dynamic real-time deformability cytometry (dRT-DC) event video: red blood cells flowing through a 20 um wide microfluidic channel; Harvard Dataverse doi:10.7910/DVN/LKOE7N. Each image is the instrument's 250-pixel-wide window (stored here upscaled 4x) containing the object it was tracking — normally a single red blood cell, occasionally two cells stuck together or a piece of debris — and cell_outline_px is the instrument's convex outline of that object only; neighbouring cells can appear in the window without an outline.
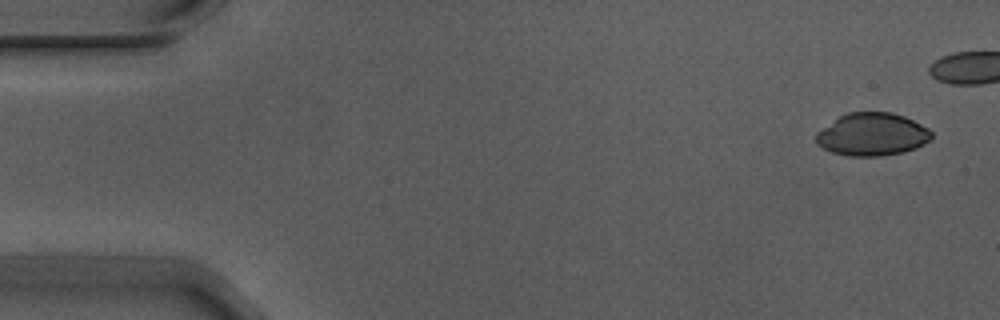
{"species": "Egyptian fruit bat (a non-hibernating species)", "species_latin": "Rousettus aegyptiacus", "temperature_condition": "warm", "stored_images_in_passage": 8, "camera_frame_rate_fps": 3000, "um_per_image_px": 0.085, "animal": {"sex": "male"}, "frame": {"image": 1, "passage_image": 1, "time_ms": 0.0, "image_size_px": [1000, 320], "cell_outline_px": [[932, 140], [916, 148], [904, 152], [880, 156], [848, 156], [832, 152], [816, 144], [816, 132], [840, 116], [848, 112], [892, 112], [904, 116], [928, 128], [932, 132]], "centroid_in_image_um": [74.15, 11.43], "position_along_channel_um": 10.8, "area_um2": 28.84}}
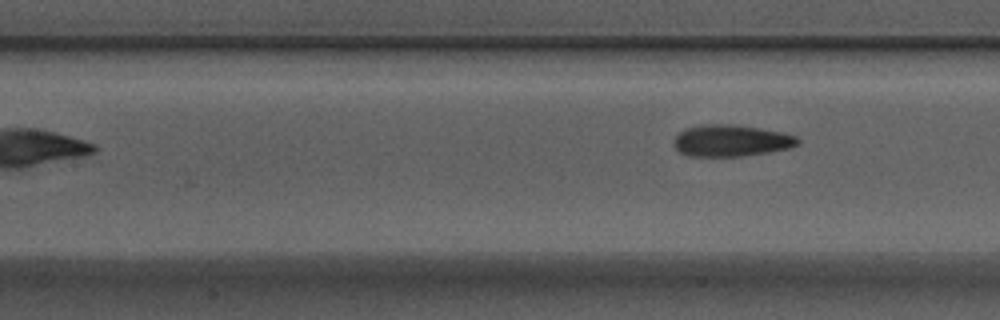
{"frame": {"image": 2, "passage_image": 8, "time_ms": 2.333, "image_size_px": [1000, 320], "cell_outline_px": [[800, 144], [788, 148], [768, 152], [740, 156], [688, 156], [680, 152], [672, 144], [676, 136], [684, 128], [700, 124], [732, 124], [760, 128], [784, 132], [796, 136], [800, 140]], "centroid_in_image_um": [62.14, 11.94], "position_along_channel_um": 145.3, "area_um2": 23.0}}